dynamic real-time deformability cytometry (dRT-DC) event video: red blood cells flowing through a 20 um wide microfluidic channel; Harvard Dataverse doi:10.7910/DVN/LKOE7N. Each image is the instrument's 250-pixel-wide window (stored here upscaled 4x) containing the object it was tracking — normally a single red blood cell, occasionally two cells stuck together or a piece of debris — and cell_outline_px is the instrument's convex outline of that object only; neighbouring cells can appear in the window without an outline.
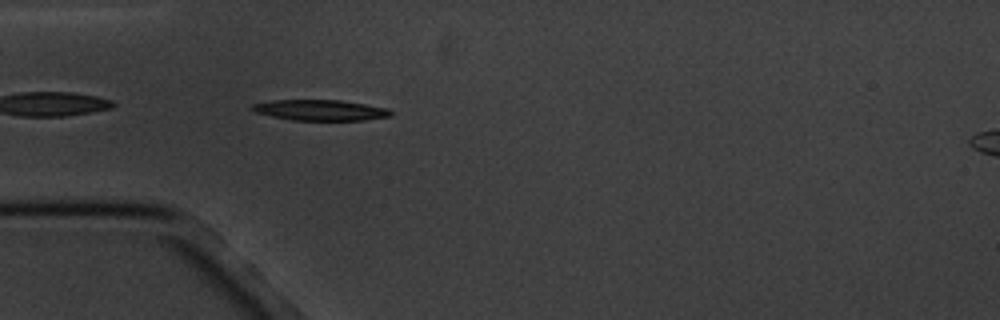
{"species": "common noctule bat (a hibernating species)", "species_latin": "Nyctalus noctula", "temperature_condition": "cold", "stored_images_in_passage": 5, "camera_frame_rate_fps": 3000, "um_per_image_px": 0.085, "animal": {"sex": "male", "body_mass_g": 20.1, "forearm_length_mm": 53.5}, "frame": {"image": 1, "passage_image": 5, "time_ms": 4.667, "image_size_px": [1000, 320], "cell_outline_px": [[392, 116], [364, 120], [292, 120], [272, 116], [256, 112], [248, 108], [252, 104], [272, 100], [340, 100], [388, 108], [392, 112]], "centroid_in_image_um": [27.22, 9.36], "position_along_channel_um": 57.8, "area_um2": 16.7}}